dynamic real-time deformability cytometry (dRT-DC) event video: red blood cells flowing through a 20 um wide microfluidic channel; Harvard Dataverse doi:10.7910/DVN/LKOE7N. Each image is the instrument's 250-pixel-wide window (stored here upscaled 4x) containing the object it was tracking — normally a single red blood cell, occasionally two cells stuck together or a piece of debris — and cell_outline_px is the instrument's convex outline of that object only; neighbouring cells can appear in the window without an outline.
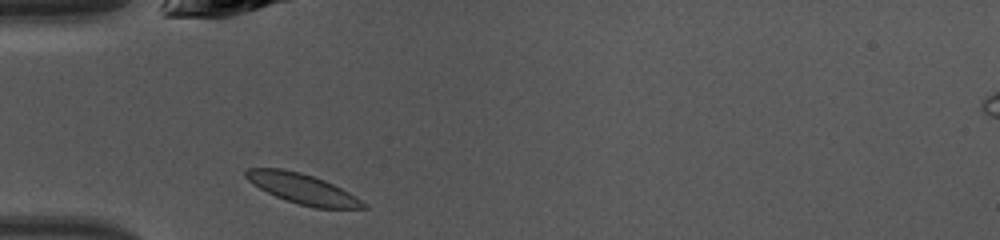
{"species": "common noctule bat (a hibernating species)", "species_latin": "Nyctalus noctula", "temperature_condition": "warm", "stored_images_in_passage": 33, "camera_frame_rate_fps": 3000, "um_per_image_px": 0.085, "animal": {"sex": "female", "body_mass_g": 10.0, "forearm_length_mm": 53.1}, "frame": {"image": 1, "passage_image": 1, "time_ms": 0.0, "image_size_px": [1000, 240], "cell_outline_px": [[368, 208], [316, 208], [300, 204], [276, 196], [260, 188], [248, 180], [244, 176], [244, 172], [248, 168], [280, 168], [300, 172], [324, 180], [356, 196], [368, 204]], "centroid_in_image_um": [25.73, 16.04], "position_along_channel_um": 59.3, "area_um2": 20.29}}
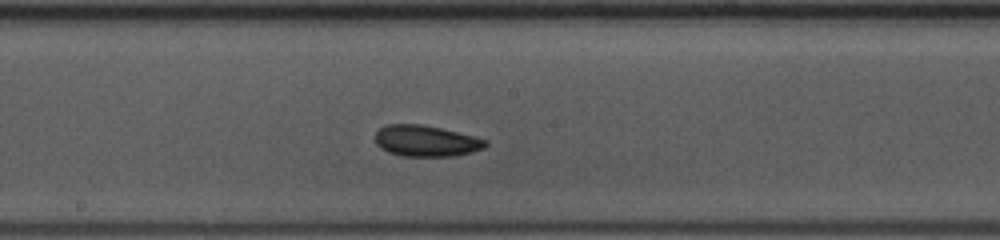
{"frame": {"image": 2, "passage_image": 12, "time_ms": 3.667, "image_size_px": [1000, 240], "cell_outline_px": [[488, 144], [484, 148], [472, 152], [452, 156], [400, 156], [388, 152], [380, 148], [376, 144], [376, 132], [384, 124], [420, 124], [440, 128], [488, 140]], "centroid_in_image_um": [36.19, 11.98], "position_along_channel_um": 212.0, "area_um2": 20.0}}
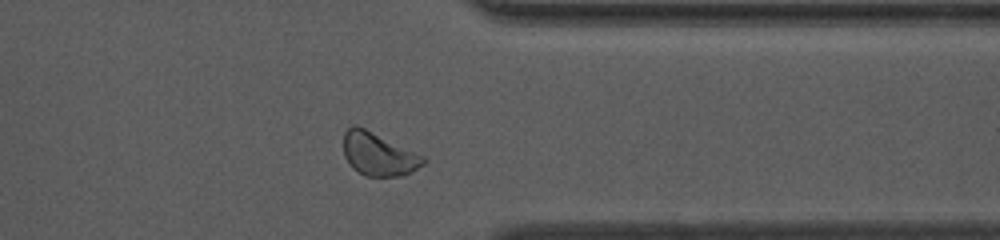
{"frame": {"image": 3, "passage_image": 24, "time_ms": 7.667, "image_size_px": [1000, 240], "cell_outline_px": [[428, 160], [424, 164], [404, 176], [368, 176], [352, 168], [344, 156], [344, 132], [348, 128], [356, 124], [424, 156]], "centroid_in_image_um": [32.18, 13.11], "position_along_channel_um": 379.2, "area_um2": 19.88}, "authors_computed_cell_mechanics": {"area_um2": 19.8832, "velocity_mm_per_s": 4.2742, "shape_relaxation_time_tau1_ms": 1.3153, "shape_relaxation_time_tau2_ms": 8.0694, "deformation_change_tau1": 0.0901, "deformation_change_tau2": 0.0956}}